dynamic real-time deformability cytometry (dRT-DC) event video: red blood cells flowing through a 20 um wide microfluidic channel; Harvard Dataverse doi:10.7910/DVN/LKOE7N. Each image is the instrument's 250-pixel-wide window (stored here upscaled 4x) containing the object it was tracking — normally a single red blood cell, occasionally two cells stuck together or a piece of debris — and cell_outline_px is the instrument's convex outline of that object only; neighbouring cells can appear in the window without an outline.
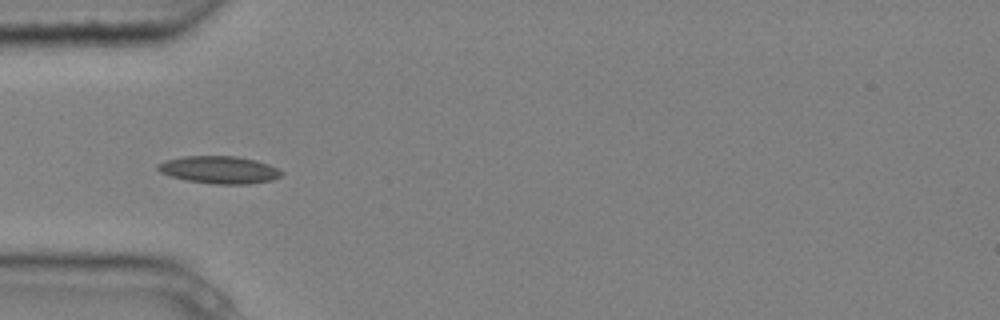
{"species": "common noctule bat (a hibernating species)", "species_latin": "Nyctalus noctula", "temperature_condition": "cold", "stored_images_in_passage": 5, "camera_frame_rate_fps": 3000, "um_per_image_px": 0.085, "animal": {"sex": "male", "body_mass_g": 20.4}, "frame": {"image": 1, "passage_image": 4, "time_ms": 1.0, "image_size_px": [1000, 320], "cell_outline_px": [[284, 172], [280, 176], [272, 180], [248, 184], [212, 184], [188, 180], [172, 176], [160, 172], [156, 168], [156, 164], [164, 160], [184, 156], [236, 156], [256, 160], [268, 164]], "centroid_in_image_um": [18.62, 14.43], "position_along_channel_um": 66.4, "area_um2": 19.77}}
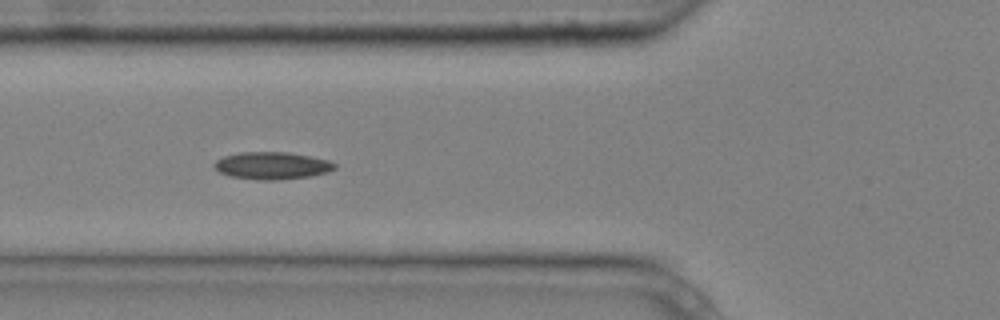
{"frame": {"image": 2, "passage_image": 5, "time_ms": 1.333, "image_size_px": [1000, 320], "cell_outline_px": [[336, 168], [328, 172], [308, 176], [272, 180], [260, 180], [228, 176], [220, 172], [212, 164], [216, 160], [224, 156], [240, 152], [288, 152], [328, 160], [336, 164]], "centroid_in_image_um": [23.09, 14.07], "position_along_channel_um": 102.7, "area_um2": 19.02}}